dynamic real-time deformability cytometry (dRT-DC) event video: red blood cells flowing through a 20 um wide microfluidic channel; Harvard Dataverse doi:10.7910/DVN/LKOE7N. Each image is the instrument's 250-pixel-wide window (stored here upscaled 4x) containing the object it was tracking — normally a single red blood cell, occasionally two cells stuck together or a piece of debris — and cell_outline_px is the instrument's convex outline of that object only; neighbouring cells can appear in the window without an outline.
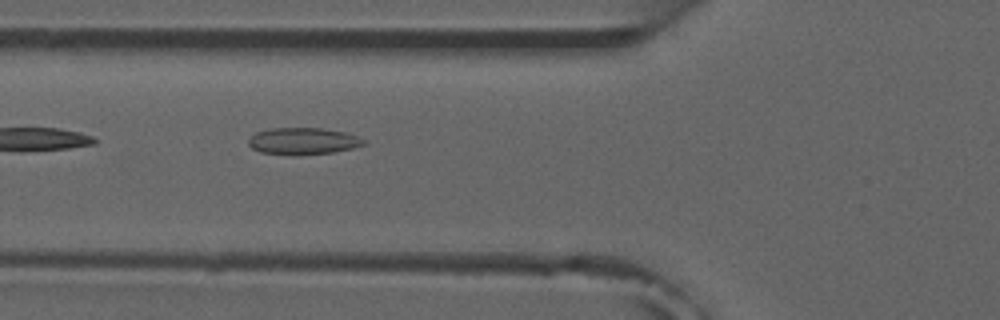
{"species": "common noctule bat (a hibernating species)", "species_latin": "Nyctalus noctula", "temperature_condition": "room temperature", "stored_images_in_passage": 5, "camera_frame_rate_fps": 3000, "um_per_image_px": 0.085, "animal": {"sex": "male", "forearm_length_mm": 52.5}, "frame": {"image": 1, "passage_image": 5, "time_ms": 5.667, "image_size_px": [1000, 320], "cell_outline_px": [[368, 144], [352, 148], [332, 152], [296, 156], [292, 156], [260, 152], [252, 148], [248, 144], [248, 140], [256, 132], [272, 128], [320, 128], [348, 132], [364, 140]], "centroid_in_image_um": [25.76, 12.0], "position_along_channel_um": 100.0, "area_um2": 18.21}}